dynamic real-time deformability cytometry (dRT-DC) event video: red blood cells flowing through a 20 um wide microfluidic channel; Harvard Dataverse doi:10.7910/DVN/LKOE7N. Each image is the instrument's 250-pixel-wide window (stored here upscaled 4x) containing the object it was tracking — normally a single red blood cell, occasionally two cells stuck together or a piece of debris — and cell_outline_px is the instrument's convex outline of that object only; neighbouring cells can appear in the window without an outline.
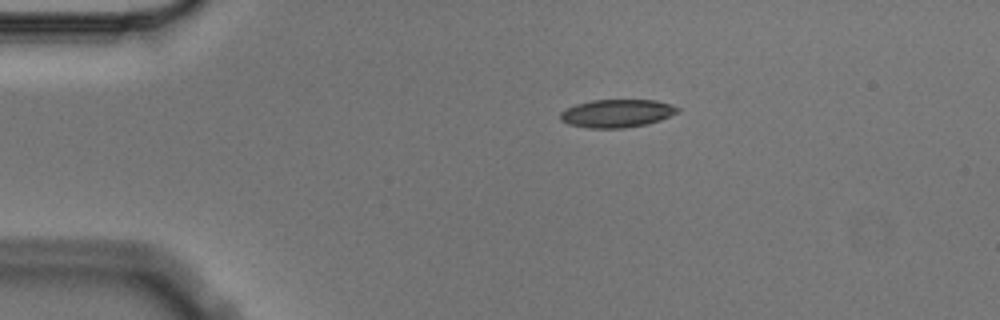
{"species": "Egyptian fruit bat (a non-hibernating species)", "species_latin": "Rousettus aegyptiacus", "temperature_condition": "cold", "stored_images_in_passage": 5, "camera_frame_rate_fps": 3000, "um_per_image_px": 0.085, "animal": {"sex": "male"}, "frame": {"image": 1, "passage_image": 1, "time_ms": 0.0, "image_size_px": [1000, 320], "cell_outline_px": [[680, 112], [660, 120], [648, 124], [624, 128], [588, 128], [568, 124], [560, 120], [560, 112], [564, 108], [576, 104], [592, 100], [656, 100], [672, 104], [680, 108]], "centroid_in_image_um": [52.44, 9.63], "position_along_channel_um": 32.6, "area_um2": 19.42}}
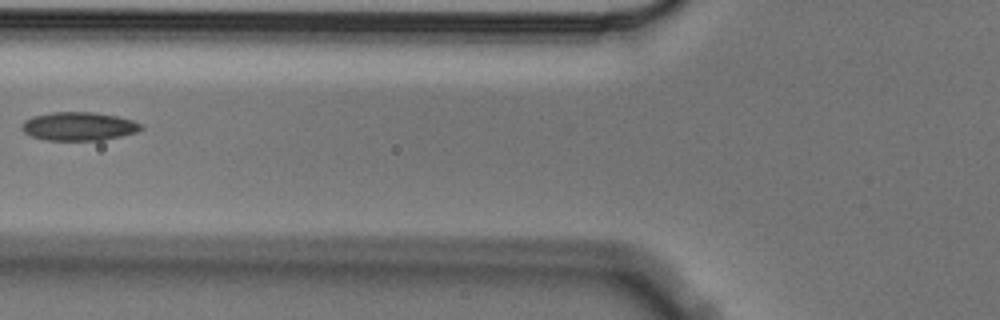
{"frame": {"image": 2, "passage_image": 4, "time_ms": 1.0, "image_size_px": [1000, 320], "cell_outline_px": [[144, 128], [136, 132], [120, 136], [100, 140], [44, 140], [32, 136], [24, 132], [20, 128], [24, 120], [32, 116], [52, 112], [92, 112], [116, 116], [132, 120], [140, 124]], "centroid_in_image_um": [6.65, 10.73], "position_along_channel_um": 119.1, "area_um2": 19.71}}
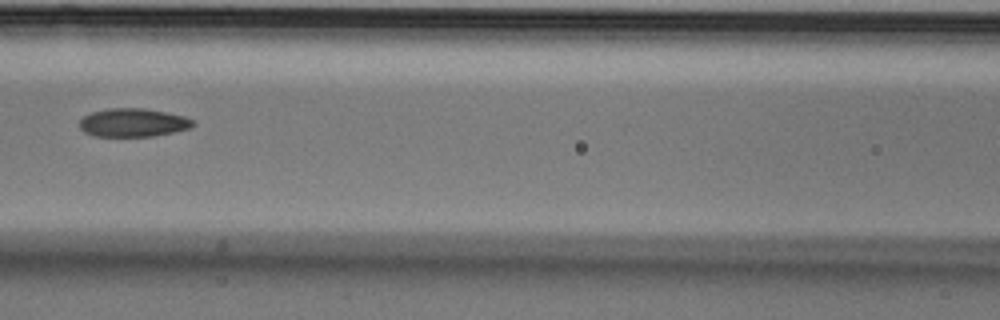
{"frame": {"image": 3, "passage_image": 5, "time_ms": 1.333, "image_size_px": [1000, 320], "cell_outline_px": [[196, 124], [192, 128], [176, 132], [152, 136], [96, 136], [84, 132], [80, 128], [80, 120], [84, 116], [92, 112], [108, 108], [144, 108], [184, 116], [196, 120]], "centroid_in_image_um": [11.37, 10.42], "position_along_channel_um": 155.2, "area_um2": 18.9}}